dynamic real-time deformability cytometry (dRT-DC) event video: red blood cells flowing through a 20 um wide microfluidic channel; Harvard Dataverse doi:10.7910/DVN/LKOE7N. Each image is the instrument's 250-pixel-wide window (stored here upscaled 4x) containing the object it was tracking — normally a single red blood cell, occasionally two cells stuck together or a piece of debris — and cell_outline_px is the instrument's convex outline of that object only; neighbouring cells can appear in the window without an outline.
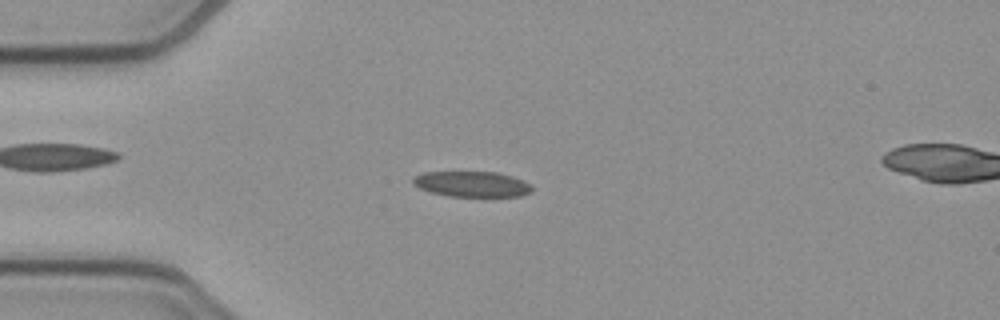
{"species": "common noctule bat (a hibernating species)", "species_latin": "Nyctalus noctula", "temperature_condition": "cold", "stored_images_in_passage": 52, "camera_frame_rate_fps": 3000, "um_per_image_px": 0.085, "animal": {"sex": "female", "body_mass_g": 21.9}, "frame": {"image": 1, "passage_image": 13, "time_ms": 4.0, "image_size_px": [1000, 320], "cell_outline_px": [[532, 192], [520, 196], [448, 196], [432, 192], [420, 188], [412, 184], [412, 176], [424, 172], [496, 172], [512, 176], [524, 180], [532, 184]], "centroid_in_image_um": [40.12, 15.64], "position_along_channel_um": 44.9, "area_um2": 17.8}}
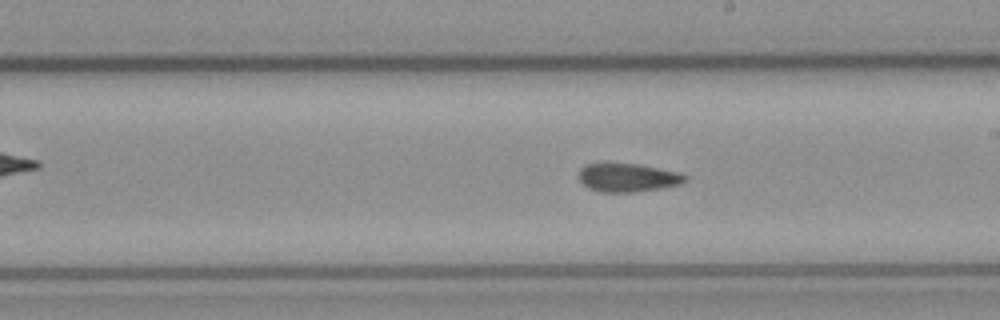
{"frame": {"image": 2, "passage_image": 29, "time_ms": 9.333, "image_size_px": [1000, 320], "cell_outline_px": [[688, 180], [680, 184], [660, 188], [632, 192], [600, 192], [588, 188], [580, 180], [580, 168], [584, 164], [604, 160], [608, 160], [640, 164], [680, 172], [688, 176]], "centroid_in_image_um": [53.33, 15.03], "position_along_channel_um": 235.7, "area_um2": 18.44}}
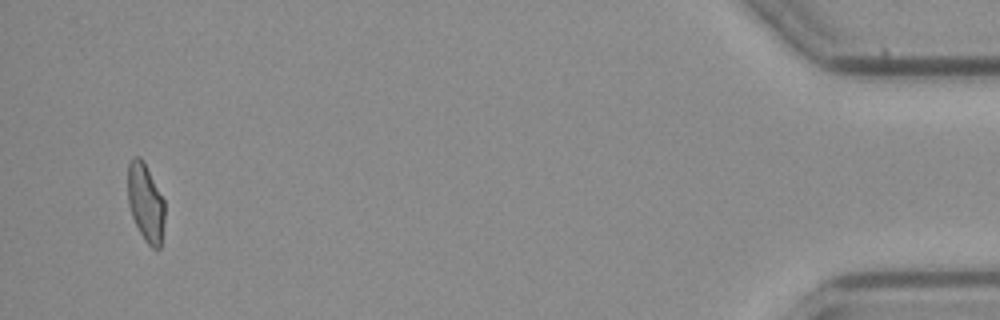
{"frame": {"image": 3, "passage_image": 50, "time_ms": 16.333, "image_size_px": [1000, 320], "cell_outline_px": [[164, 220], [160, 248], [152, 248], [144, 240], [132, 216], [128, 204], [128, 164], [132, 156], [140, 156], [144, 160], [164, 200]], "centroid_in_image_um": [12.37, 17.18], "position_along_channel_um": 422.8, "area_um2": 16.82}}